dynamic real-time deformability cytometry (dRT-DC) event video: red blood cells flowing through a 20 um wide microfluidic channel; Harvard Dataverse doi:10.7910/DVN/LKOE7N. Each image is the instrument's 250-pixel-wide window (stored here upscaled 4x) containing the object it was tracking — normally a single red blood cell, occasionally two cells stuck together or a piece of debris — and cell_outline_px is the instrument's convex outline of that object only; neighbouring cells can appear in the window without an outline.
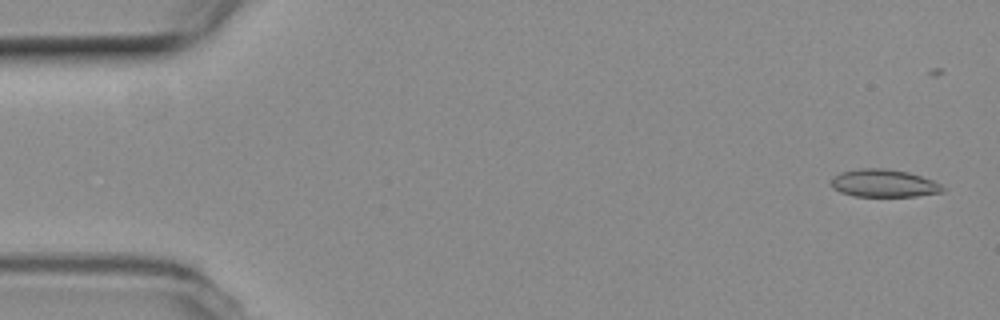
{"species": "common noctule bat (a hibernating species)", "species_latin": "Nyctalus noctula", "temperature_condition": "room temperature", "stored_images_in_passage": 38, "camera_frame_rate_fps": 3000, "um_per_image_px": 0.085, "animal": {"sex": "female", "body_mass_g": 19.3, "forearm_length_mm": 54.1}, "frame": {"image": 1, "passage_image": 2, "time_ms": 0.333, "image_size_px": [1000, 320], "cell_outline_px": [[948, 188], [944, 192], [916, 196], [852, 196], [840, 192], [832, 188], [832, 176], [840, 172], [860, 168], [888, 168], [908, 172], [932, 180]], "centroid_in_image_um": [75.13, 15.57], "position_along_channel_um": 9.9, "area_um2": 18.21}}
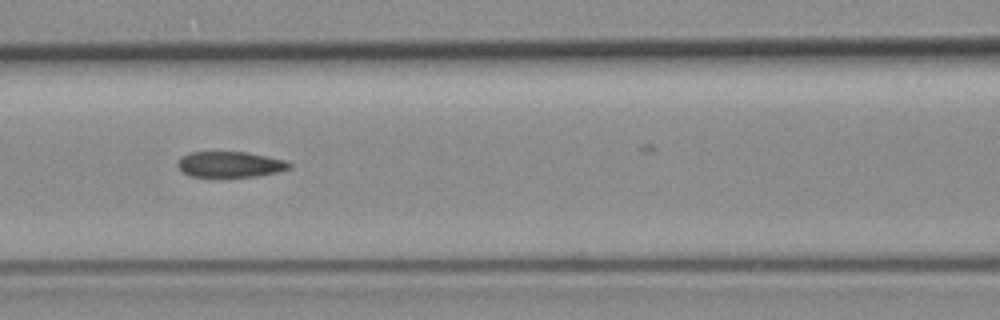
{"frame": {"image": 2, "passage_image": 23, "time_ms": 7.333, "image_size_px": [1000, 320], "cell_outline_px": [[292, 168], [276, 172], [256, 176], [188, 176], [176, 164], [184, 156], [192, 152], [248, 152], [284, 160], [292, 164]], "centroid_in_image_um": [19.59, 13.97], "position_along_channel_um": 147.0, "area_um2": 16.42}}
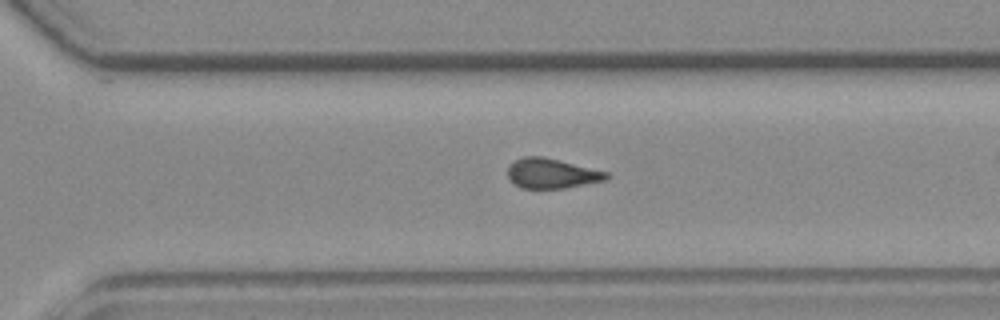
{"frame": {"image": 3, "passage_image": 37, "time_ms": 12.0, "image_size_px": [1000, 320], "cell_outline_px": [[612, 176], [604, 180], [564, 188], [520, 188], [508, 176], [508, 168], [516, 160], [524, 156], [540, 156], [608, 172]], "centroid_in_image_um": [46.91, 14.75], "position_along_channel_um": 323.7, "area_um2": 16.76}}